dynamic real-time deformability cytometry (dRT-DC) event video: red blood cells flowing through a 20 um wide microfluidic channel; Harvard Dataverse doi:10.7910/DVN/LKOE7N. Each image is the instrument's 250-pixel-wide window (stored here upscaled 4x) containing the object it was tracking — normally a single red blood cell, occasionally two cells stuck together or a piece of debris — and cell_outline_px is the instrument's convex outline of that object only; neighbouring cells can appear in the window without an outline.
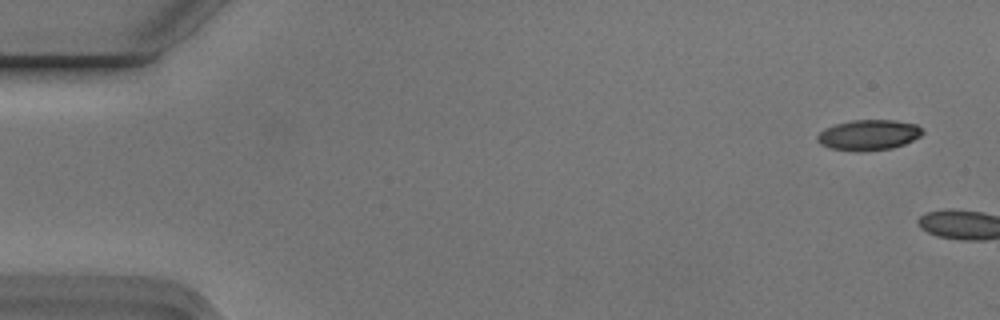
{"species": "Egyptian fruit bat (a non-hibernating species)", "species_latin": "Rousettus aegyptiacus", "temperature_condition": "cold", "stored_images_in_passage": 2, "camera_frame_rate_fps": 3000, "um_per_image_px": 0.085, "animal": {"sex": "male"}, "frame": {"image": 1, "passage_image": 1, "time_ms": 0.0, "image_size_px": [1000, 320], "cell_outline_px": [[924, 132], [920, 136], [904, 144], [892, 148], [860, 152], [832, 148], [820, 144], [816, 140], [816, 136], [824, 128], [836, 124], [852, 120], [896, 120], [916, 124]], "centroid_in_image_um": [73.82, 11.47], "position_along_channel_um": 11.2, "area_um2": 18.67}}